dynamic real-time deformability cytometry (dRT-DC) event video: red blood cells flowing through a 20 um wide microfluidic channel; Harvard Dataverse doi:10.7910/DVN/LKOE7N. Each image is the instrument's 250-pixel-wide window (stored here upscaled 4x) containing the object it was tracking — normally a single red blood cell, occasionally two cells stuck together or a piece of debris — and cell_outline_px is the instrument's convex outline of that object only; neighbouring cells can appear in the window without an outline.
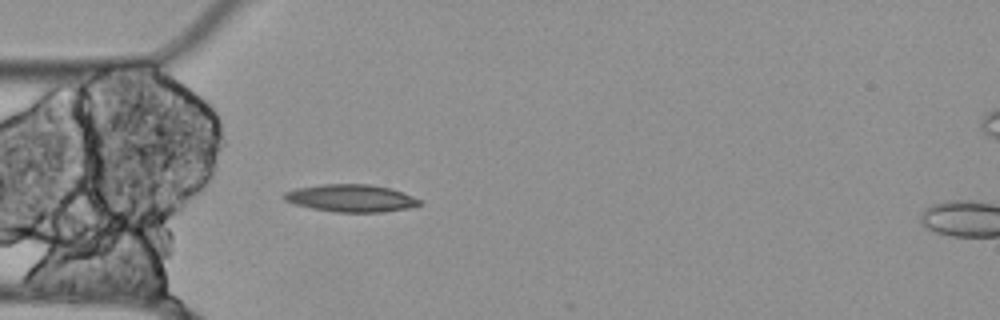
{"species": "Egyptian fruit bat (a non-hibernating species)", "species_latin": "Rousettus aegyptiacus", "temperature_condition": "cold", "stored_images_in_passage": 4, "camera_frame_rate_fps": 3000, "um_per_image_px": 0.085, "animal": {"sex": "female"}, "frame": {"image": 1, "passage_image": 1, "time_ms": 0.0, "image_size_px": [1000, 320], "cell_outline_px": [[420, 204], [408, 208], [380, 212], [336, 212], [312, 208], [292, 204], [284, 200], [280, 196], [284, 192], [296, 188], [324, 184], [368, 184], [392, 188], [412, 196], [420, 200]], "centroid_in_image_um": [29.77, 16.84], "position_along_channel_um": 55.2, "area_um2": 21.68}}